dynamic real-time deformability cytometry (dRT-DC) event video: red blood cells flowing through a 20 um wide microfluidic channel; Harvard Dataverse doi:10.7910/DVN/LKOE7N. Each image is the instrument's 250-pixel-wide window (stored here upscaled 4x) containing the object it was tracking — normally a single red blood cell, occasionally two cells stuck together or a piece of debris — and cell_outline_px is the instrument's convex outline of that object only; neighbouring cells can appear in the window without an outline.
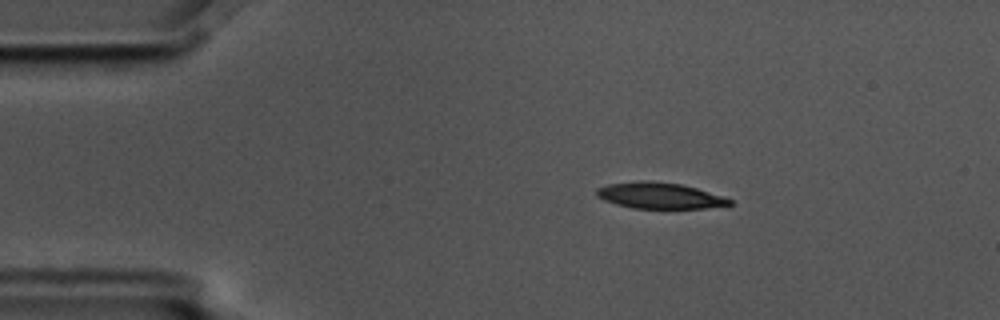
{"species": "common noctule bat (a hibernating species)", "species_latin": "Nyctalus noctula", "temperature_condition": "cold", "stored_images_in_passage": 9, "camera_frame_rate_fps": 3000, "um_per_image_px": 0.085, "animal": {"sex": "male", "body_mass_g": 17.5, "forearm_length_mm": 52.3}, "frame": {"image": 1, "passage_image": 1, "time_ms": 0.0, "image_size_px": [1000, 320], "cell_outline_px": [[732, 204], [704, 208], [632, 208], [616, 204], [604, 200], [596, 196], [596, 188], [608, 184], [640, 180], [644, 180], [680, 184], [696, 188], [724, 196], [732, 200]], "centroid_in_image_um": [56.03, 16.62], "position_along_channel_um": 29.0, "area_um2": 20.11}}
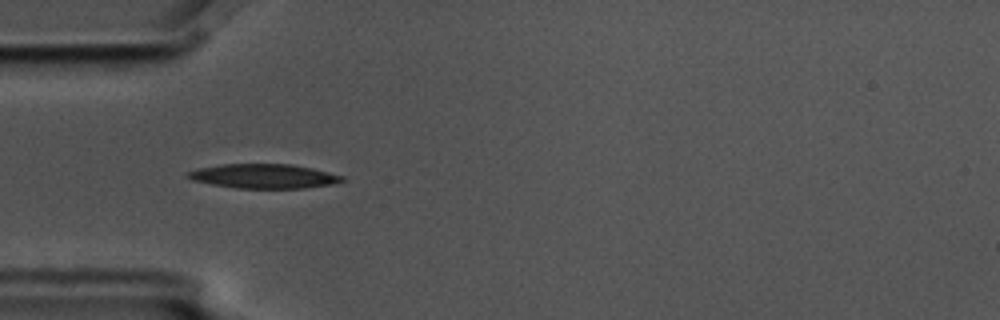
{"frame": {"image": 2, "passage_image": 3, "time_ms": 0.667, "image_size_px": [1000, 320], "cell_outline_px": [[344, 180], [332, 184], [304, 188], [236, 188], [212, 184], [192, 180], [184, 176], [188, 172], [200, 168], [224, 164], [292, 164], [312, 168], [344, 176]], "centroid_in_image_um": [22.42, 14.97], "position_along_channel_um": 62.6, "area_um2": 21.73}}
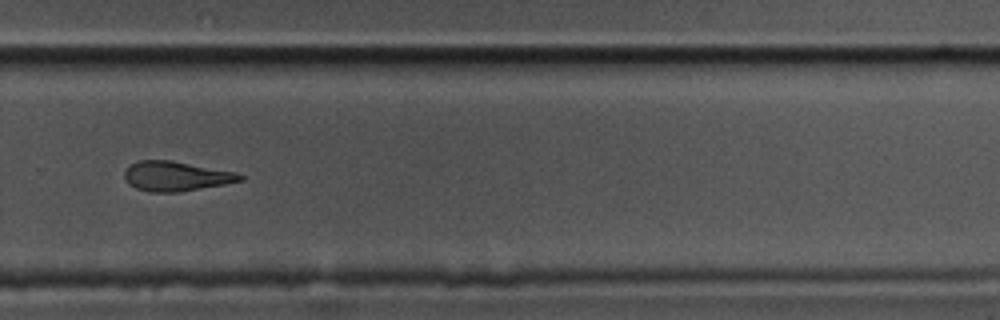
{"frame": {"image": 3, "passage_image": 9, "time_ms": 2.667, "image_size_px": [1000, 320], "cell_outline_px": [[244, 180], [224, 184], [176, 192], [148, 192], [136, 188], [128, 184], [124, 176], [124, 172], [132, 164], [140, 160], [172, 160], [236, 172], [244, 176]], "centroid_in_image_um": [14.96, 14.97], "position_along_channel_um": 314.8, "area_um2": 19.88}}